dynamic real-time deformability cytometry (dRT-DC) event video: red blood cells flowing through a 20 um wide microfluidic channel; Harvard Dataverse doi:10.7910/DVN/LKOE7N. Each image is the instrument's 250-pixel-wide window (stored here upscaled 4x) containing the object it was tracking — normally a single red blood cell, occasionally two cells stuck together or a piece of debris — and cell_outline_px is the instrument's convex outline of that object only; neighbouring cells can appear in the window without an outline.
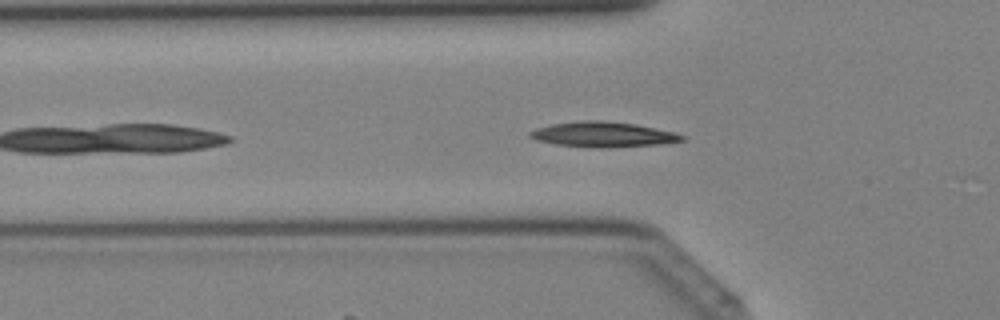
{"species": "Egyptian fruit bat (a non-hibernating species)", "species_latin": "Rousettus aegyptiacus", "temperature_condition": "cold", "stored_images_in_passage": 10, "camera_frame_rate_fps": 3000, "um_per_image_px": 0.085, "animal": {"sex": "female"}, "frame": {"image": 1, "passage_image": 3, "time_ms": 0.667, "image_size_px": [1000, 320], "cell_outline_px": [[684, 140], [656, 144], [604, 148], [592, 148], [556, 144], [536, 140], [528, 136], [528, 132], [536, 128], [552, 124], [580, 120], [604, 120], [636, 124], [676, 132], [684, 136]], "centroid_in_image_um": [51.22, 11.42], "position_along_channel_um": 74.6, "area_um2": 22.37}}
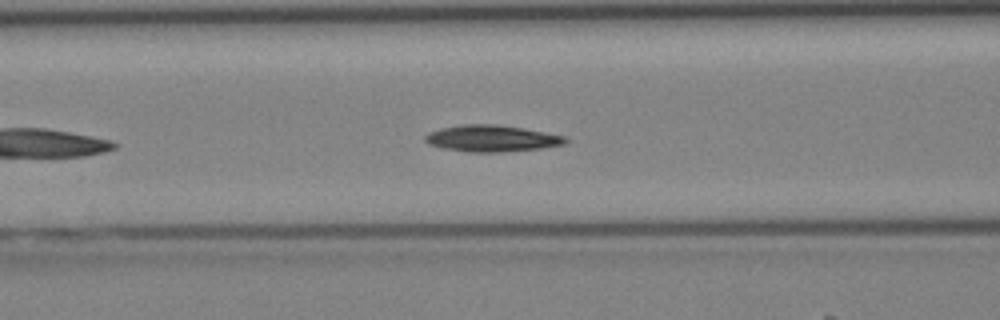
{"frame": {"image": 2, "passage_image": 6, "time_ms": 1.667, "image_size_px": [1000, 320], "cell_outline_px": [[568, 140], [564, 144], [540, 148], [500, 152], [468, 152], [444, 148], [428, 144], [424, 140], [424, 136], [428, 132], [440, 128], [464, 124], [496, 124], [524, 128], [564, 136]], "centroid_in_image_um": [41.75, 11.76], "position_along_channel_um": 124.9, "area_um2": 21.62}}
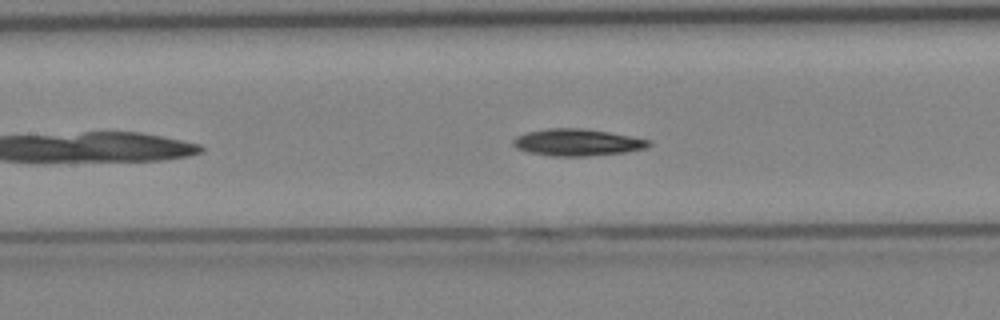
{"frame": {"image": 3, "passage_image": 8, "time_ms": 2.333, "image_size_px": [1000, 320], "cell_outline_px": [[652, 144], [648, 148], [624, 152], [588, 156], [552, 156], [528, 152], [516, 148], [512, 144], [512, 140], [516, 136], [528, 132], [548, 128], [584, 128], [608, 132], [652, 140]], "centroid_in_image_um": [49.08, 12.1], "position_along_channel_um": 158.3, "area_um2": 21.33}}